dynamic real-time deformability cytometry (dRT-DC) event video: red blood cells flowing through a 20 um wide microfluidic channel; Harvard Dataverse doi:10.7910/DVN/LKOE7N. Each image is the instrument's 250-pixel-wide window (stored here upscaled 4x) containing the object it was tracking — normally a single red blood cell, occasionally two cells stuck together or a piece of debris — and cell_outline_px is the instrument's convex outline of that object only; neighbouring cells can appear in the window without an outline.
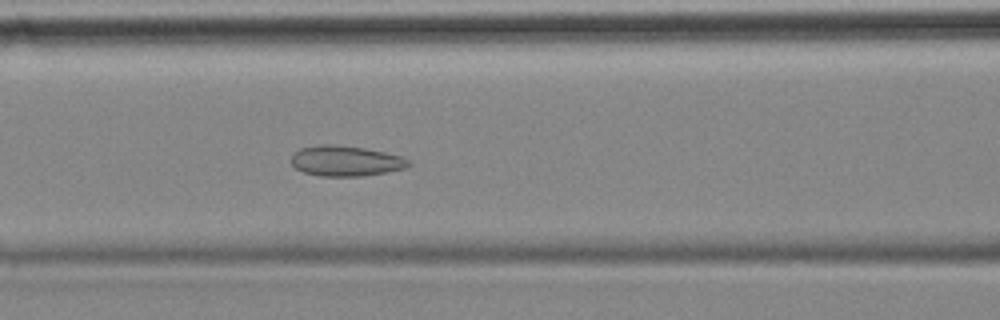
{"species": "common noctule bat (a hibernating species)", "species_latin": "Nyctalus noctula", "temperature_condition": "cold", "stored_images_in_passage": 57, "camera_frame_rate_fps": 3000, "um_per_image_px": 0.085, "animal": {"sex": "female", "body_mass_g": 18.4}, "frame": {"image": 1, "passage_image": 23, "time_ms": 7.333, "image_size_px": [1000, 320], "cell_outline_px": [[412, 164], [404, 168], [388, 172], [364, 176], [320, 176], [304, 172], [296, 168], [292, 164], [292, 156], [300, 148], [324, 144], [332, 144], [364, 148], [384, 152], [400, 156], [412, 160]], "centroid_in_image_um": [29.43, 13.68], "position_along_channel_um": 137.2, "area_um2": 20.75}}
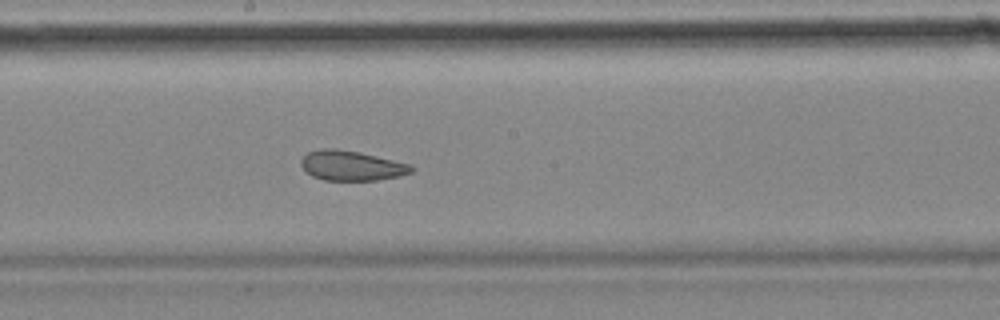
{"frame": {"image": 2, "passage_image": 30, "time_ms": 9.667, "image_size_px": [1000, 320], "cell_outline_px": [[416, 168], [412, 172], [400, 176], [376, 180], [324, 180], [312, 176], [300, 164], [300, 160], [308, 152], [320, 148], [336, 148], [360, 152], [412, 164]], "centroid_in_image_um": [29.91, 14.07], "position_along_channel_um": 218.3, "area_um2": 19.36}}
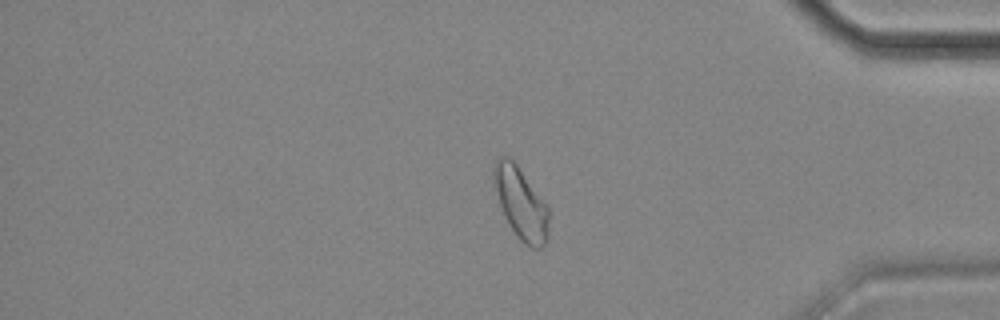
{"frame": {"image": 3, "passage_image": 47, "time_ms": 15.333, "image_size_px": [1000, 320], "cell_outline_px": [[548, 240], [540, 248], [532, 248], [524, 244], [520, 240], [504, 216], [500, 204], [492, 176], [492, 168], [496, 160], [504, 156], [508, 156], [516, 164], [548, 204]], "centroid_in_image_um": [44.29, 17.28], "position_along_channel_um": 390.9, "area_um2": 22.89}, "authors_computed_cell_mechanics": {"area_um2": 22.8888, "velocity_mm_per_s": 3.4923, "shape_relaxation_time_tau1_ms": null, "shape_relaxation_time_tau2_ms": 1.6065, "deformation_change_tau1": null, "deformation_change_tau2": 0.0654}}